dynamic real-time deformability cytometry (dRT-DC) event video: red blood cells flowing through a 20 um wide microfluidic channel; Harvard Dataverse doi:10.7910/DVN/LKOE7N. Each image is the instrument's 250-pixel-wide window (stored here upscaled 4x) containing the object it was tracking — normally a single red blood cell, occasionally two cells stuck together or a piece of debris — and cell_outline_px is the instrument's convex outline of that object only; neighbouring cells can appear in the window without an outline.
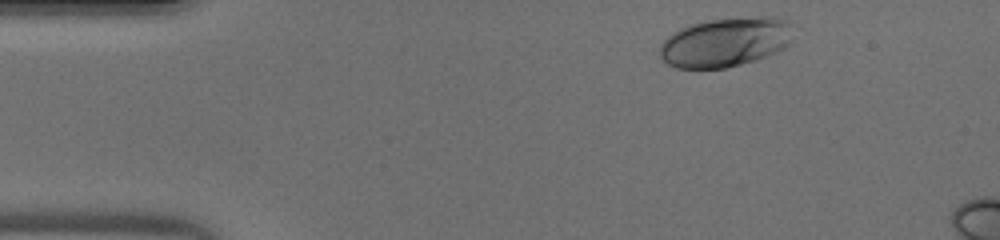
{"species": "human", "species_latin": "Homo sapiens", "temperature_condition": "warm", "stored_images_in_passage": 9, "camera_frame_rate_fps": 3000, "um_per_image_px": 0.085, "donor": {"sex": "male"}, "frame": {"image": 1, "passage_image": 2, "time_ms": 0.333, "image_size_px": [1000, 240], "cell_outline_px": [[788, 44], [784, 48], [776, 52], [756, 60], [724, 68], [676, 68], [668, 64], [660, 56], [660, 44], [672, 32], [680, 28], [692, 24], [708, 20], [764, 16], [772, 16], [784, 20], [788, 24]], "centroid_in_image_um": [61.59, 3.59], "position_along_channel_um": 23.4, "area_um2": 37.74}}